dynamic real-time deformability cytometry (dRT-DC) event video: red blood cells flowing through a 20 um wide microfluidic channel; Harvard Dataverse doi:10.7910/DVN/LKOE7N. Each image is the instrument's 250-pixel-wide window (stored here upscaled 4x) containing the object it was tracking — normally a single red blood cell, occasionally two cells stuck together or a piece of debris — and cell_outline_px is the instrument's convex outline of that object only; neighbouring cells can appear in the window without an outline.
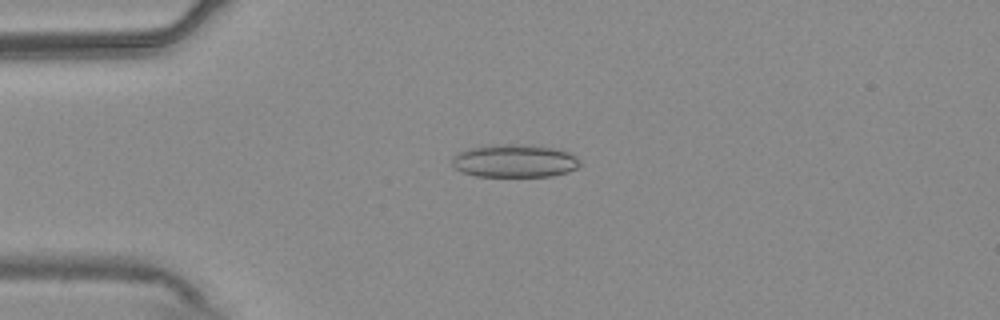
{"species": "common noctule bat (a hibernating species)", "species_latin": "Nyctalus noctula", "temperature_condition": "warm", "stored_images_in_passage": 55, "camera_frame_rate_fps": 3000, "um_per_image_px": 0.085, "animal": {"sex": "male", "body_mass_g": 20.4}, "frame": {"image": 1, "passage_image": 14, "time_ms": 4.333, "image_size_px": [1000, 320], "cell_outline_px": [[580, 164], [576, 168], [568, 172], [552, 176], [476, 176], [464, 172], [456, 168], [452, 164], [452, 160], [460, 152], [472, 148], [500, 144], [512, 144], [552, 148], [568, 152], [576, 156], [580, 160]], "centroid_in_image_um": [43.78, 13.69], "position_along_channel_um": 41.2, "area_um2": 24.04}}
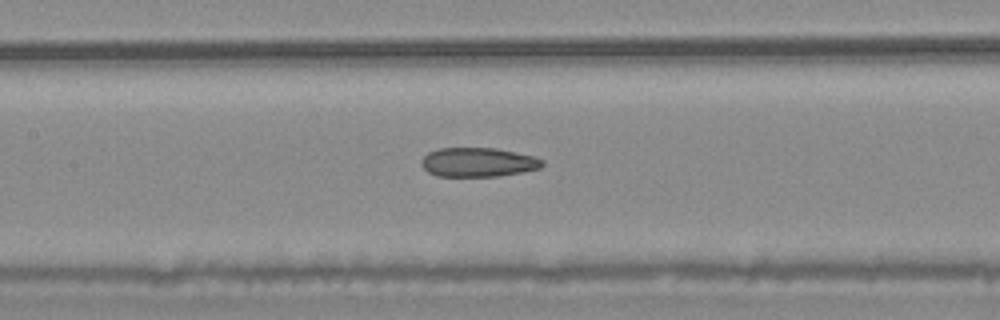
{"frame": {"image": 2, "passage_image": 26, "time_ms": 8.333, "image_size_px": [1000, 320], "cell_outline_px": [[544, 164], [540, 168], [500, 176], [436, 176], [428, 172], [420, 164], [420, 160], [428, 152], [440, 148], [496, 148], [536, 156], [544, 160]], "centroid_in_image_um": [40.64, 13.78], "position_along_channel_um": 166.8, "area_um2": 20.69}}
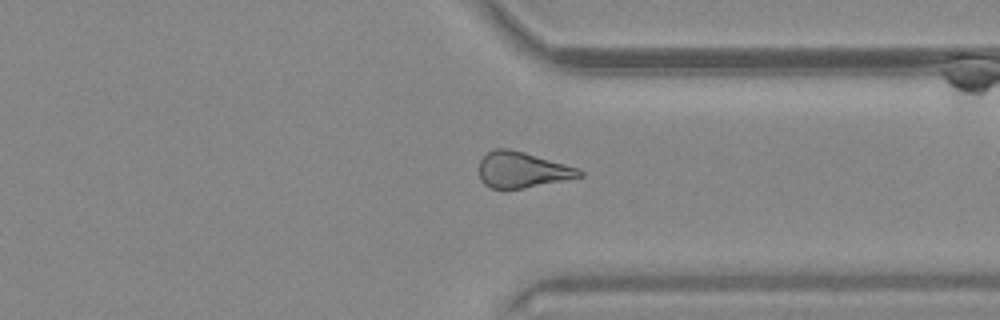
{"frame": {"image": 3, "passage_image": 42, "time_ms": 13.667, "image_size_px": [1000, 320], "cell_outline_px": [[584, 176], [524, 188], [492, 188], [484, 184], [480, 176], [480, 160], [488, 152], [496, 148], [508, 148], [524, 152], [564, 164], [576, 168], [584, 172]], "centroid_in_image_um": [44.38, 14.43], "position_along_channel_um": 367.0, "area_um2": 20.58}, "authors_computed_cell_mechanics": {"area_um2": 22.0796, "velocity_mm_per_s": 3.7614, "shape_relaxation_time_tau1_ms": null, "shape_relaxation_time_tau2_ms": 5.4203, "deformation_change_tau1": null, "deformation_change_tau2": 0.1553}}